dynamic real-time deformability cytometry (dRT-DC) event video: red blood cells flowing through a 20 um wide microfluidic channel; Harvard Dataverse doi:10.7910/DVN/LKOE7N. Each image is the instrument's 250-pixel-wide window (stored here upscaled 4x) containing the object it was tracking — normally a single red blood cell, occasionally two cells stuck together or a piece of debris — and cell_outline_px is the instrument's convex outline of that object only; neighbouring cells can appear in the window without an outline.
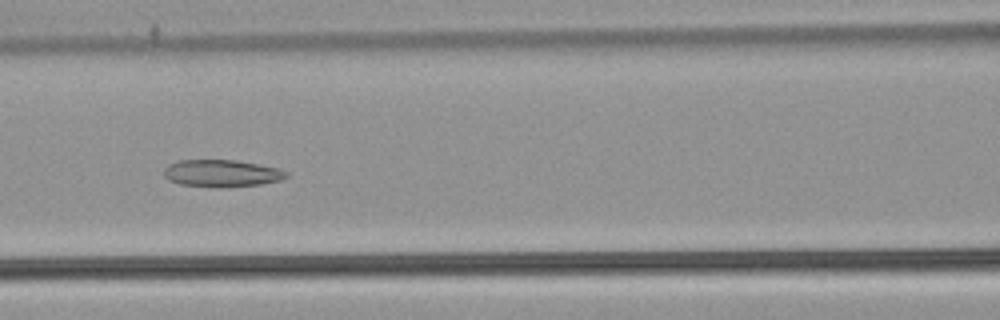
{"species": "common noctule bat (a hibernating species)", "species_latin": "Nyctalus noctula", "temperature_condition": "warm", "stored_images_in_passage": 55, "segment_of_instrument_passage": [1, 2], "camera_frame_rate_fps": 3000, "um_per_image_px": 0.085, "animal": {"sex": "male", "body_mass_g": 21.5, "forearm_length_mm": 52.0}, "frame": {"image": 1, "passage_image": 25, "time_ms": 8.0, "image_size_px": [1000, 320], "cell_outline_px": [[288, 176], [280, 180], [260, 184], [224, 188], [216, 188], [180, 184], [168, 180], [164, 176], [164, 168], [168, 164], [180, 160], [236, 160], [276, 168], [288, 172]], "centroid_in_image_um": [18.8, 14.74], "position_along_channel_um": 147.8, "area_um2": 19.42}}
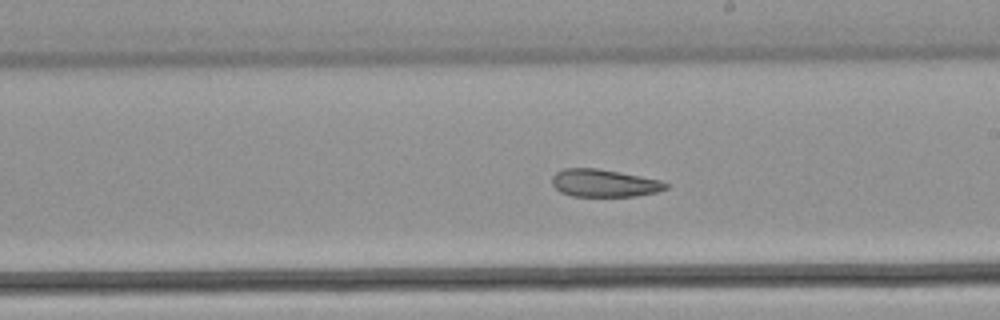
{"frame": {"image": 2, "passage_image": 32, "time_ms": 10.333, "image_size_px": [1000, 320], "cell_outline_px": [[668, 188], [656, 192], [636, 196], [572, 196], [560, 192], [552, 184], [552, 176], [556, 172], [564, 168], [596, 168], [620, 172], [660, 180], [668, 184]], "centroid_in_image_um": [51.33, 15.56], "position_along_channel_um": 237.7, "area_um2": 18.26}}
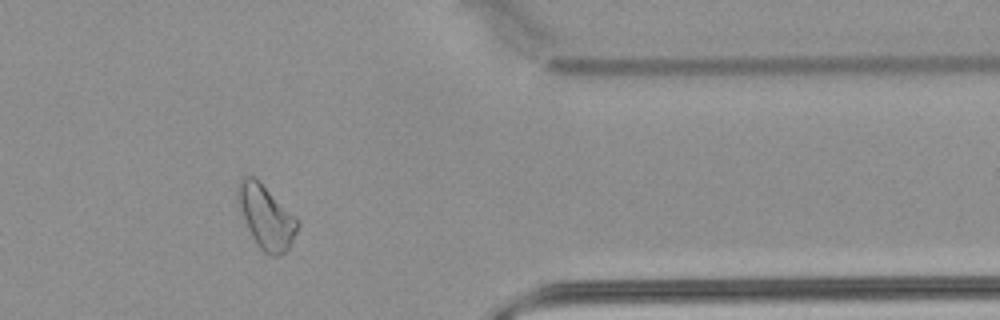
{"frame": {"image": 3, "passage_image": 45, "time_ms": 14.667, "image_size_px": [1000, 320], "cell_outline_px": [[300, 224], [288, 248], [284, 252], [276, 256], [272, 256], [264, 252], [260, 248], [252, 236], [248, 228], [236, 200], [236, 188], [240, 180], [244, 176], [252, 176], [296, 216], [300, 220]], "centroid_in_image_um": [22.61, 18.44], "position_along_channel_um": 388.8, "area_um2": 21.68}}